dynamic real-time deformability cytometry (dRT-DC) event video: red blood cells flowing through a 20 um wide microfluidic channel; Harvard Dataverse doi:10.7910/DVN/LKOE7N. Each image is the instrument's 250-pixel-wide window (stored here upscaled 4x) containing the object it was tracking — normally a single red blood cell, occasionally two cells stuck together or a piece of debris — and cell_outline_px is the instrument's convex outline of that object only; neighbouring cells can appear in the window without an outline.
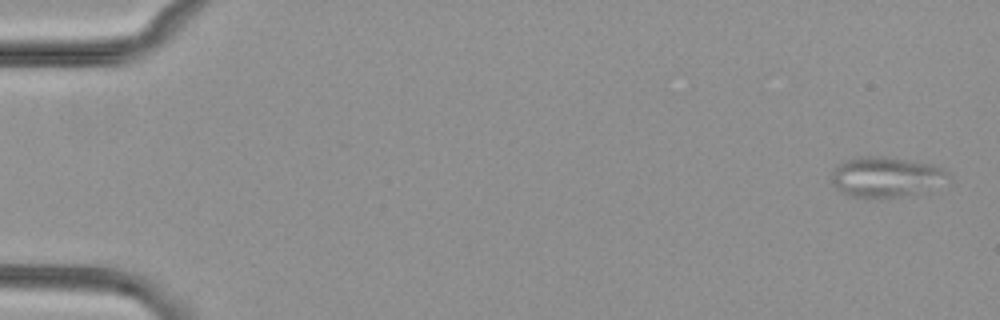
{"species": "common noctule bat (a hibernating species)", "species_latin": "Nyctalus noctula", "temperature_condition": "cold", "stored_images_in_passage": 6, "camera_frame_rate_fps": 3000, "um_per_image_px": 0.085, "animal": {"sex": "female", "body_mass_g": 29.2, "forearm_length_mm": 56.3}, "frame": {"image": 1, "passage_image": 1, "time_ms": 0.0, "image_size_px": [1000, 320], "cell_outline_px": [[952, 180], [912, 196], [848, 196], [840, 192], [832, 184], [832, 172], [844, 160], [860, 156], [884, 156], [932, 164], [948, 172], [952, 176]], "centroid_in_image_um": [75.36, 15.03], "position_along_channel_um": 9.6, "area_um2": 27.4}}
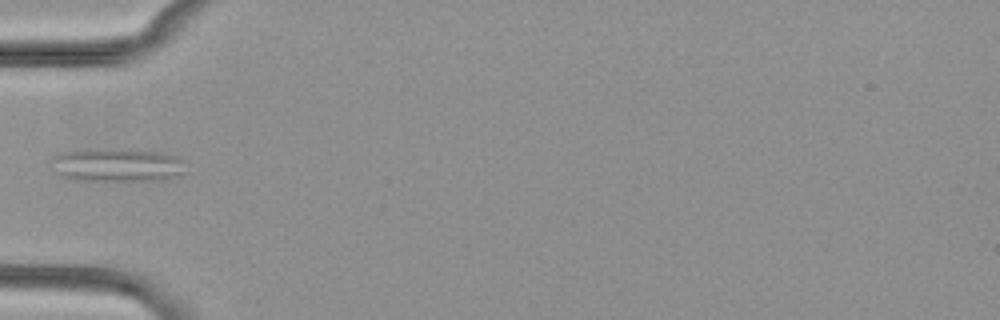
{"frame": {"image": 2, "passage_image": 5, "time_ms": 5.667, "image_size_px": [1000, 320], "cell_outline_px": [[188, 172], [164, 180], [80, 180], [60, 176], [56, 172], [52, 160], [52, 156], [60, 152], [80, 148], [116, 148], [160, 152], [176, 156], [184, 160]], "centroid_in_image_um": [9.98, 14.0], "position_along_channel_um": 75.0, "area_um2": 26.82}}
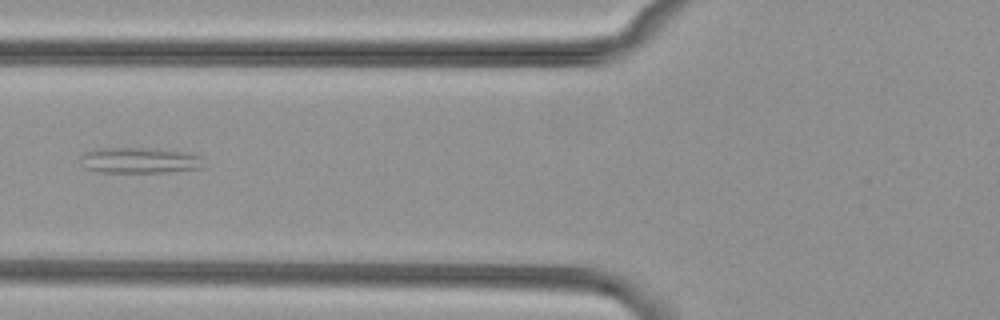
{"frame": {"image": 3, "passage_image": 6, "time_ms": 6.667, "image_size_px": [1000, 320], "cell_outline_px": [[200, 168], [168, 172], [96, 172], [84, 168], [80, 156], [84, 152], [92, 148], [148, 148], [180, 152], [200, 156]], "centroid_in_image_um": [11.72, 13.63], "position_along_channel_um": 114.1, "area_um2": 18.26}}